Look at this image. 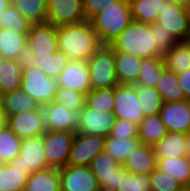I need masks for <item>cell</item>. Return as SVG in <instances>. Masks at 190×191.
<instances>
[{"mask_svg": "<svg viewBox=\"0 0 190 191\" xmlns=\"http://www.w3.org/2000/svg\"><path fill=\"white\" fill-rule=\"evenodd\" d=\"M22 140L5 124L0 129V157L6 162H11L20 154Z\"/></svg>", "mask_w": 190, "mask_h": 191, "instance_id": "38", "label": "cell"}, {"mask_svg": "<svg viewBox=\"0 0 190 191\" xmlns=\"http://www.w3.org/2000/svg\"><path fill=\"white\" fill-rule=\"evenodd\" d=\"M89 168L96 177L101 191H116L127 169L116 161L105 149L91 162Z\"/></svg>", "mask_w": 190, "mask_h": 191, "instance_id": "6", "label": "cell"}, {"mask_svg": "<svg viewBox=\"0 0 190 191\" xmlns=\"http://www.w3.org/2000/svg\"><path fill=\"white\" fill-rule=\"evenodd\" d=\"M159 115L168 132H190V101L164 102Z\"/></svg>", "mask_w": 190, "mask_h": 191, "instance_id": "18", "label": "cell"}, {"mask_svg": "<svg viewBox=\"0 0 190 191\" xmlns=\"http://www.w3.org/2000/svg\"><path fill=\"white\" fill-rule=\"evenodd\" d=\"M6 124L21 140L46 132V121L41 106L35 110L8 116Z\"/></svg>", "mask_w": 190, "mask_h": 191, "instance_id": "14", "label": "cell"}, {"mask_svg": "<svg viewBox=\"0 0 190 191\" xmlns=\"http://www.w3.org/2000/svg\"><path fill=\"white\" fill-rule=\"evenodd\" d=\"M6 164V162L2 159V157H0V167L4 166Z\"/></svg>", "mask_w": 190, "mask_h": 191, "instance_id": "53", "label": "cell"}, {"mask_svg": "<svg viewBox=\"0 0 190 191\" xmlns=\"http://www.w3.org/2000/svg\"><path fill=\"white\" fill-rule=\"evenodd\" d=\"M47 21L54 26L73 25L86 20L83 0H46Z\"/></svg>", "mask_w": 190, "mask_h": 191, "instance_id": "15", "label": "cell"}, {"mask_svg": "<svg viewBox=\"0 0 190 191\" xmlns=\"http://www.w3.org/2000/svg\"><path fill=\"white\" fill-rule=\"evenodd\" d=\"M134 21L153 24L163 9V0H129Z\"/></svg>", "mask_w": 190, "mask_h": 191, "instance_id": "29", "label": "cell"}, {"mask_svg": "<svg viewBox=\"0 0 190 191\" xmlns=\"http://www.w3.org/2000/svg\"><path fill=\"white\" fill-rule=\"evenodd\" d=\"M6 124V118L0 108V129Z\"/></svg>", "mask_w": 190, "mask_h": 191, "instance_id": "52", "label": "cell"}, {"mask_svg": "<svg viewBox=\"0 0 190 191\" xmlns=\"http://www.w3.org/2000/svg\"><path fill=\"white\" fill-rule=\"evenodd\" d=\"M175 4L190 9V0H172Z\"/></svg>", "mask_w": 190, "mask_h": 191, "instance_id": "49", "label": "cell"}, {"mask_svg": "<svg viewBox=\"0 0 190 191\" xmlns=\"http://www.w3.org/2000/svg\"><path fill=\"white\" fill-rule=\"evenodd\" d=\"M91 90L114 88L119 82L115 68V51L102 45L88 60Z\"/></svg>", "mask_w": 190, "mask_h": 191, "instance_id": "4", "label": "cell"}, {"mask_svg": "<svg viewBox=\"0 0 190 191\" xmlns=\"http://www.w3.org/2000/svg\"><path fill=\"white\" fill-rule=\"evenodd\" d=\"M136 90L144 117L159 114L164 103L160 93L155 88L140 85H136Z\"/></svg>", "mask_w": 190, "mask_h": 191, "instance_id": "36", "label": "cell"}, {"mask_svg": "<svg viewBox=\"0 0 190 191\" xmlns=\"http://www.w3.org/2000/svg\"><path fill=\"white\" fill-rule=\"evenodd\" d=\"M39 107L40 105L21 89L2 95L1 110L5 118L21 112L35 110Z\"/></svg>", "mask_w": 190, "mask_h": 191, "instance_id": "23", "label": "cell"}, {"mask_svg": "<svg viewBox=\"0 0 190 191\" xmlns=\"http://www.w3.org/2000/svg\"><path fill=\"white\" fill-rule=\"evenodd\" d=\"M24 191H61L60 169L49 168L33 172L28 177Z\"/></svg>", "mask_w": 190, "mask_h": 191, "instance_id": "25", "label": "cell"}, {"mask_svg": "<svg viewBox=\"0 0 190 191\" xmlns=\"http://www.w3.org/2000/svg\"><path fill=\"white\" fill-rule=\"evenodd\" d=\"M43 144V135L22 139L20 154L9 163L15 168L26 170L29 176L35 171L51 168L48 165Z\"/></svg>", "mask_w": 190, "mask_h": 191, "instance_id": "7", "label": "cell"}, {"mask_svg": "<svg viewBox=\"0 0 190 191\" xmlns=\"http://www.w3.org/2000/svg\"><path fill=\"white\" fill-rule=\"evenodd\" d=\"M155 89L160 93L164 102L186 100L184 91L178 84L176 74L167 69L163 71Z\"/></svg>", "mask_w": 190, "mask_h": 191, "instance_id": "34", "label": "cell"}, {"mask_svg": "<svg viewBox=\"0 0 190 191\" xmlns=\"http://www.w3.org/2000/svg\"><path fill=\"white\" fill-rule=\"evenodd\" d=\"M44 136V151L51 168H63L67 165L71 145L75 136L74 132L48 131Z\"/></svg>", "mask_w": 190, "mask_h": 191, "instance_id": "9", "label": "cell"}, {"mask_svg": "<svg viewBox=\"0 0 190 191\" xmlns=\"http://www.w3.org/2000/svg\"><path fill=\"white\" fill-rule=\"evenodd\" d=\"M28 177L26 170L6 163L0 167V191H24Z\"/></svg>", "mask_w": 190, "mask_h": 191, "instance_id": "32", "label": "cell"}, {"mask_svg": "<svg viewBox=\"0 0 190 191\" xmlns=\"http://www.w3.org/2000/svg\"><path fill=\"white\" fill-rule=\"evenodd\" d=\"M106 137L76 132L67 165L89 167L93 159L104 150Z\"/></svg>", "mask_w": 190, "mask_h": 191, "instance_id": "11", "label": "cell"}, {"mask_svg": "<svg viewBox=\"0 0 190 191\" xmlns=\"http://www.w3.org/2000/svg\"><path fill=\"white\" fill-rule=\"evenodd\" d=\"M109 136L123 139L138 137V124L126 119H116Z\"/></svg>", "mask_w": 190, "mask_h": 191, "instance_id": "44", "label": "cell"}, {"mask_svg": "<svg viewBox=\"0 0 190 191\" xmlns=\"http://www.w3.org/2000/svg\"><path fill=\"white\" fill-rule=\"evenodd\" d=\"M151 191H179L183 186L173 176L155 169L150 175Z\"/></svg>", "mask_w": 190, "mask_h": 191, "instance_id": "42", "label": "cell"}, {"mask_svg": "<svg viewBox=\"0 0 190 191\" xmlns=\"http://www.w3.org/2000/svg\"><path fill=\"white\" fill-rule=\"evenodd\" d=\"M46 130L62 131V132H77L80 126L82 109L70 111L64 105L55 102L42 106Z\"/></svg>", "mask_w": 190, "mask_h": 191, "instance_id": "13", "label": "cell"}, {"mask_svg": "<svg viewBox=\"0 0 190 191\" xmlns=\"http://www.w3.org/2000/svg\"><path fill=\"white\" fill-rule=\"evenodd\" d=\"M152 33H154L156 37V42L160 48V50L165 53L167 52L174 44H177L179 40L168 31H165L161 24L157 22L151 24Z\"/></svg>", "mask_w": 190, "mask_h": 191, "instance_id": "45", "label": "cell"}, {"mask_svg": "<svg viewBox=\"0 0 190 191\" xmlns=\"http://www.w3.org/2000/svg\"><path fill=\"white\" fill-rule=\"evenodd\" d=\"M54 101L64 105L70 111L83 109L86 105V94L73 89L57 86Z\"/></svg>", "mask_w": 190, "mask_h": 191, "instance_id": "41", "label": "cell"}, {"mask_svg": "<svg viewBox=\"0 0 190 191\" xmlns=\"http://www.w3.org/2000/svg\"><path fill=\"white\" fill-rule=\"evenodd\" d=\"M165 69L163 56L142 58L138 80L135 85L155 88Z\"/></svg>", "mask_w": 190, "mask_h": 191, "instance_id": "28", "label": "cell"}, {"mask_svg": "<svg viewBox=\"0 0 190 191\" xmlns=\"http://www.w3.org/2000/svg\"><path fill=\"white\" fill-rule=\"evenodd\" d=\"M32 23L10 3L0 15V29L17 33H28Z\"/></svg>", "mask_w": 190, "mask_h": 191, "instance_id": "37", "label": "cell"}, {"mask_svg": "<svg viewBox=\"0 0 190 191\" xmlns=\"http://www.w3.org/2000/svg\"><path fill=\"white\" fill-rule=\"evenodd\" d=\"M27 47L37 58L56 53L58 51L57 26L48 22L32 24L27 34Z\"/></svg>", "mask_w": 190, "mask_h": 191, "instance_id": "12", "label": "cell"}, {"mask_svg": "<svg viewBox=\"0 0 190 191\" xmlns=\"http://www.w3.org/2000/svg\"><path fill=\"white\" fill-rule=\"evenodd\" d=\"M60 188L61 191H101L92 170L86 166L60 168Z\"/></svg>", "mask_w": 190, "mask_h": 191, "instance_id": "16", "label": "cell"}, {"mask_svg": "<svg viewBox=\"0 0 190 191\" xmlns=\"http://www.w3.org/2000/svg\"><path fill=\"white\" fill-rule=\"evenodd\" d=\"M187 133L168 132L156 145H154L156 158H182L186 157Z\"/></svg>", "mask_w": 190, "mask_h": 191, "instance_id": "21", "label": "cell"}, {"mask_svg": "<svg viewBox=\"0 0 190 191\" xmlns=\"http://www.w3.org/2000/svg\"><path fill=\"white\" fill-rule=\"evenodd\" d=\"M165 67L175 74L190 69V46L185 41L174 44L163 55Z\"/></svg>", "mask_w": 190, "mask_h": 191, "instance_id": "27", "label": "cell"}, {"mask_svg": "<svg viewBox=\"0 0 190 191\" xmlns=\"http://www.w3.org/2000/svg\"><path fill=\"white\" fill-rule=\"evenodd\" d=\"M138 137L123 139L107 136L104 149L120 164H123L127 156L140 144Z\"/></svg>", "mask_w": 190, "mask_h": 191, "instance_id": "35", "label": "cell"}, {"mask_svg": "<svg viewBox=\"0 0 190 191\" xmlns=\"http://www.w3.org/2000/svg\"><path fill=\"white\" fill-rule=\"evenodd\" d=\"M86 105L99 112H114V88L91 90L86 94Z\"/></svg>", "mask_w": 190, "mask_h": 191, "instance_id": "39", "label": "cell"}, {"mask_svg": "<svg viewBox=\"0 0 190 191\" xmlns=\"http://www.w3.org/2000/svg\"><path fill=\"white\" fill-rule=\"evenodd\" d=\"M131 174L150 175L157 166L154 146L140 143L122 164Z\"/></svg>", "mask_w": 190, "mask_h": 191, "instance_id": "20", "label": "cell"}, {"mask_svg": "<svg viewBox=\"0 0 190 191\" xmlns=\"http://www.w3.org/2000/svg\"><path fill=\"white\" fill-rule=\"evenodd\" d=\"M155 39L151 24L133 20L109 45L114 51L129 53L140 58L162 57L164 53Z\"/></svg>", "mask_w": 190, "mask_h": 191, "instance_id": "2", "label": "cell"}, {"mask_svg": "<svg viewBox=\"0 0 190 191\" xmlns=\"http://www.w3.org/2000/svg\"><path fill=\"white\" fill-rule=\"evenodd\" d=\"M1 99H2V95H1V93H0V108H1Z\"/></svg>", "mask_w": 190, "mask_h": 191, "instance_id": "57", "label": "cell"}, {"mask_svg": "<svg viewBox=\"0 0 190 191\" xmlns=\"http://www.w3.org/2000/svg\"><path fill=\"white\" fill-rule=\"evenodd\" d=\"M116 1L121 0H83V10L86 20L90 21L105 7Z\"/></svg>", "mask_w": 190, "mask_h": 191, "instance_id": "46", "label": "cell"}, {"mask_svg": "<svg viewBox=\"0 0 190 191\" xmlns=\"http://www.w3.org/2000/svg\"><path fill=\"white\" fill-rule=\"evenodd\" d=\"M157 169L173 176L183 187H190V160L182 158H157Z\"/></svg>", "mask_w": 190, "mask_h": 191, "instance_id": "26", "label": "cell"}, {"mask_svg": "<svg viewBox=\"0 0 190 191\" xmlns=\"http://www.w3.org/2000/svg\"><path fill=\"white\" fill-rule=\"evenodd\" d=\"M19 66L23 69H30L35 67L38 58L34 55L31 49L27 46L21 50L15 59Z\"/></svg>", "mask_w": 190, "mask_h": 191, "instance_id": "47", "label": "cell"}, {"mask_svg": "<svg viewBox=\"0 0 190 191\" xmlns=\"http://www.w3.org/2000/svg\"><path fill=\"white\" fill-rule=\"evenodd\" d=\"M11 4L32 24L47 21L46 0H11Z\"/></svg>", "mask_w": 190, "mask_h": 191, "instance_id": "33", "label": "cell"}, {"mask_svg": "<svg viewBox=\"0 0 190 191\" xmlns=\"http://www.w3.org/2000/svg\"><path fill=\"white\" fill-rule=\"evenodd\" d=\"M115 121L116 117L112 112H99L85 105L82 109L80 126L77 132L107 137L110 135Z\"/></svg>", "mask_w": 190, "mask_h": 191, "instance_id": "19", "label": "cell"}, {"mask_svg": "<svg viewBox=\"0 0 190 191\" xmlns=\"http://www.w3.org/2000/svg\"><path fill=\"white\" fill-rule=\"evenodd\" d=\"M57 86L87 94L91 91L89 65L87 60H69L56 79Z\"/></svg>", "mask_w": 190, "mask_h": 191, "instance_id": "17", "label": "cell"}, {"mask_svg": "<svg viewBox=\"0 0 190 191\" xmlns=\"http://www.w3.org/2000/svg\"><path fill=\"white\" fill-rule=\"evenodd\" d=\"M132 21L129 0L111 3L90 20L102 45H109Z\"/></svg>", "mask_w": 190, "mask_h": 191, "instance_id": "3", "label": "cell"}, {"mask_svg": "<svg viewBox=\"0 0 190 191\" xmlns=\"http://www.w3.org/2000/svg\"><path fill=\"white\" fill-rule=\"evenodd\" d=\"M179 191H190V187H182Z\"/></svg>", "mask_w": 190, "mask_h": 191, "instance_id": "54", "label": "cell"}, {"mask_svg": "<svg viewBox=\"0 0 190 191\" xmlns=\"http://www.w3.org/2000/svg\"><path fill=\"white\" fill-rule=\"evenodd\" d=\"M156 22L179 41H186L190 30V9L179 6L172 0H163V9Z\"/></svg>", "mask_w": 190, "mask_h": 191, "instance_id": "8", "label": "cell"}, {"mask_svg": "<svg viewBox=\"0 0 190 191\" xmlns=\"http://www.w3.org/2000/svg\"><path fill=\"white\" fill-rule=\"evenodd\" d=\"M11 0H0V15L6 9L8 5H10Z\"/></svg>", "mask_w": 190, "mask_h": 191, "instance_id": "50", "label": "cell"}, {"mask_svg": "<svg viewBox=\"0 0 190 191\" xmlns=\"http://www.w3.org/2000/svg\"><path fill=\"white\" fill-rule=\"evenodd\" d=\"M185 42L190 46V39H187Z\"/></svg>", "mask_w": 190, "mask_h": 191, "instance_id": "56", "label": "cell"}, {"mask_svg": "<svg viewBox=\"0 0 190 191\" xmlns=\"http://www.w3.org/2000/svg\"><path fill=\"white\" fill-rule=\"evenodd\" d=\"M20 89L31 96L42 107L55 99L57 82L56 79L50 78L35 66L22 70Z\"/></svg>", "mask_w": 190, "mask_h": 191, "instance_id": "5", "label": "cell"}, {"mask_svg": "<svg viewBox=\"0 0 190 191\" xmlns=\"http://www.w3.org/2000/svg\"><path fill=\"white\" fill-rule=\"evenodd\" d=\"M114 116L137 124L144 117L135 84H118L114 87Z\"/></svg>", "mask_w": 190, "mask_h": 191, "instance_id": "10", "label": "cell"}, {"mask_svg": "<svg viewBox=\"0 0 190 191\" xmlns=\"http://www.w3.org/2000/svg\"><path fill=\"white\" fill-rule=\"evenodd\" d=\"M3 61H4V58L0 55V66H1Z\"/></svg>", "mask_w": 190, "mask_h": 191, "instance_id": "55", "label": "cell"}, {"mask_svg": "<svg viewBox=\"0 0 190 191\" xmlns=\"http://www.w3.org/2000/svg\"><path fill=\"white\" fill-rule=\"evenodd\" d=\"M116 191H151L149 175L127 173Z\"/></svg>", "mask_w": 190, "mask_h": 191, "instance_id": "43", "label": "cell"}, {"mask_svg": "<svg viewBox=\"0 0 190 191\" xmlns=\"http://www.w3.org/2000/svg\"><path fill=\"white\" fill-rule=\"evenodd\" d=\"M58 50L69 60H88L101 46L90 21L57 27Z\"/></svg>", "mask_w": 190, "mask_h": 191, "instance_id": "1", "label": "cell"}, {"mask_svg": "<svg viewBox=\"0 0 190 191\" xmlns=\"http://www.w3.org/2000/svg\"><path fill=\"white\" fill-rule=\"evenodd\" d=\"M27 34L0 29V55L4 59L15 60L21 50L27 46Z\"/></svg>", "mask_w": 190, "mask_h": 191, "instance_id": "31", "label": "cell"}, {"mask_svg": "<svg viewBox=\"0 0 190 191\" xmlns=\"http://www.w3.org/2000/svg\"><path fill=\"white\" fill-rule=\"evenodd\" d=\"M186 157L190 160V132L187 134Z\"/></svg>", "mask_w": 190, "mask_h": 191, "instance_id": "51", "label": "cell"}, {"mask_svg": "<svg viewBox=\"0 0 190 191\" xmlns=\"http://www.w3.org/2000/svg\"><path fill=\"white\" fill-rule=\"evenodd\" d=\"M178 79V84L183 89L185 94V99L190 101V69L176 74Z\"/></svg>", "mask_w": 190, "mask_h": 191, "instance_id": "48", "label": "cell"}, {"mask_svg": "<svg viewBox=\"0 0 190 191\" xmlns=\"http://www.w3.org/2000/svg\"><path fill=\"white\" fill-rule=\"evenodd\" d=\"M142 58L115 51V68L119 84H135L138 80Z\"/></svg>", "mask_w": 190, "mask_h": 191, "instance_id": "22", "label": "cell"}, {"mask_svg": "<svg viewBox=\"0 0 190 191\" xmlns=\"http://www.w3.org/2000/svg\"><path fill=\"white\" fill-rule=\"evenodd\" d=\"M68 61V56L58 50L52 55L38 58L35 66L50 78L57 79L62 70L67 66Z\"/></svg>", "mask_w": 190, "mask_h": 191, "instance_id": "40", "label": "cell"}, {"mask_svg": "<svg viewBox=\"0 0 190 191\" xmlns=\"http://www.w3.org/2000/svg\"><path fill=\"white\" fill-rule=\"evenodd\" d=\"M167 133L159 114L145 116L138 124V138L142 144L154 146Z\"/></svg>", "mask_w": 190, "mask_h": 191, "instance_id": "24", "label": "cell"}, {"mask_svg": "<svg viewBox=\"0 0 190 191\" xmlns=\"http://www.w3.org/2000/svg\"><path fill=\"white\" fill-rule=\"evenodd\" d=\"M22 84V68L16 60L4 59L0 66L1 95L19 90Z\"/></svg>", "mask_w": 190, "mask_h": 191, "instance_id": "30", "label": "cell"}]
</instances>
